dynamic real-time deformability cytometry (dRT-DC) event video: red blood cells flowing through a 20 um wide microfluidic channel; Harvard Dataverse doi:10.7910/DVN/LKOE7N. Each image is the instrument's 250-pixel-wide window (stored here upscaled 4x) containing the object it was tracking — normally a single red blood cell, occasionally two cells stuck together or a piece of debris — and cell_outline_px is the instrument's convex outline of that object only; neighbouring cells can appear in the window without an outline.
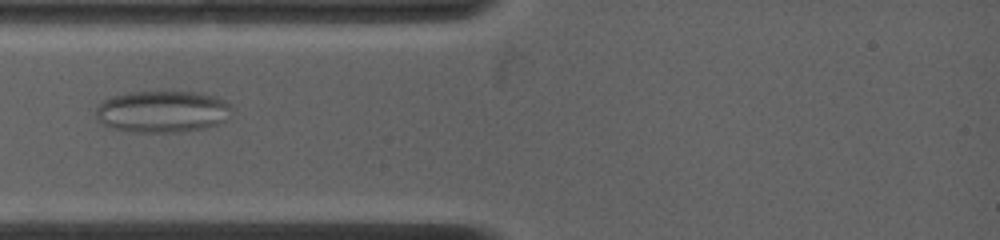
{"species": "common noctule bat (a hibernating species)", "species_latin": "Nyctalus noctula", "temperature_condition": "warm", "stored_images_in_passage": 31, "camera_frame_rate_fps": 4500, "um_per_image_px": 0.085, "animal": {"sex": "female", "body_mass_g": 19.0, "forearm_length_mm": 53.3}, "frame": {"image": 1, "passage_image": 1, "time_ms": 0.0, "image_size_px": [1000, 240], "cell_outline_px": [[232, 108], [228, 120], [216, 124], [200, 128], [172, 132], [136, 132], [116, 128], [100, 124], [96, 116], [96, 108], [104, 100], [112, 96], [132, 92], [196, 92], [216, 96], [232, 104]], "centroid_in_image_um": [13.82, 9.47], "position_along_channel_um": 71.2, "area_um2": 32.95}}
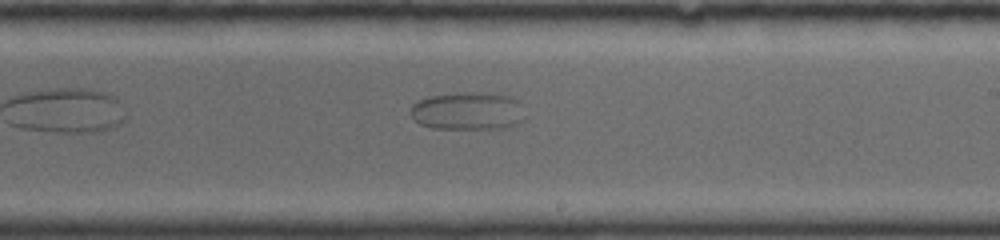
{"frame": {"image": 2, "passage_image": 15, "time_ms": 4.889, "image_size_px": [1000, 240], "cell_outline_px": [[524, 120], [508, 128], [432, 128], [420, 124], [412, 116], [412, 104], [416, 100], [428, 96], [456, 92], [488, 92], [512, 96], [516, 100]], "centroid_in_image_um": [39.73, 9.41], "position_along_channel_um": 249.3, "area_um2": 25.26}}
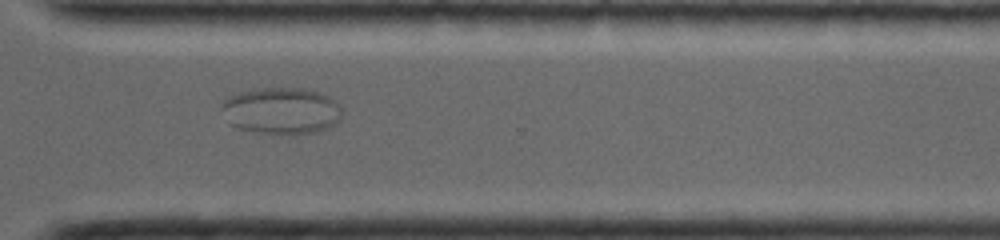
{"frame": {"image": 3, "passage_image": 24, "time_ms": 7.556, "image_size_px": [1000, 240], "cell_outline_px": [[340, 116], [328, 128], [320, 132], [292, 136], [260, 132], [236, 128], [228, 124], [220, 108], [220, 104], [228, 96], [240, 92], [260, 88], [304, 88], [328, 96], [340, 108]], "centroid_in_image_um": [23.84, 9.44], "position_along_channel_um": 346.8, "area_um2": 33.0}}